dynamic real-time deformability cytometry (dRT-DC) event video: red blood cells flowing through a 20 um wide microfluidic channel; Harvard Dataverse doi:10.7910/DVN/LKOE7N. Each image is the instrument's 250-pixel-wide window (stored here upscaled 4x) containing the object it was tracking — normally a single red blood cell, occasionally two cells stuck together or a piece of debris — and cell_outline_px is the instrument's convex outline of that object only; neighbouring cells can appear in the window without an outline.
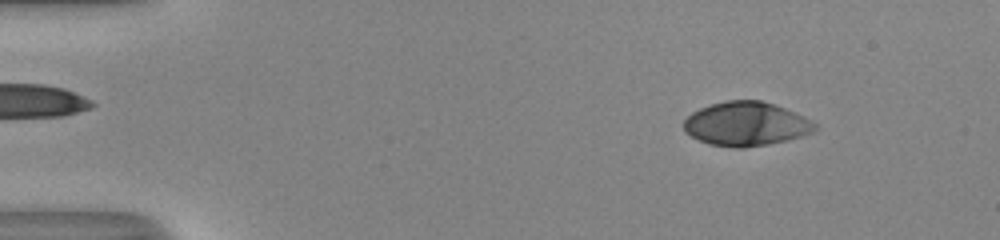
{"species": "human", "species_latin": "Homo sapiens", "temperature_condition": "room temperature", "stored_images_in_passage": 52, "camera_frame_rate_fps": 3000, "um_per_image_px": 0.085, "donor": {"sex": "male"}, "frame": {"image": 1, "passage_image": 7, "time_ms": 2.0, "image_size_px": [1000, 240], "cell_outline_px": [[816, 128], [812, 132], [800, 136], [784, 140], [764, 144], [740, 148], [712, 144], [700, 140], [684, 132], [684, 120], [692, 112], [700, 108], [724, 100], [760, 100], [784, 108], [804, 116]], "centroid_in_image_um": [63.36, 10.51], "position_along_channel_um": 21.6, "area_um2": 32.83}}
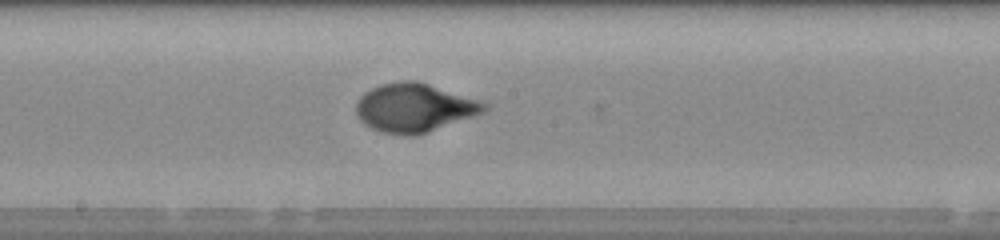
{"frame": {"image": 2, "passage_image": 29, "time_ms": 9.333, "image_size_px": [1000, 240], "cell_outline_px": [[488, 108], [484, 112], [428, 132], [416, 136], [408, 136], [384, 132], [372, 128], [364, 124], [360, 120], [356, 112], [356, 104], [360, 96], [364, 92], [380, 84], [400, 80], [416, 80], [488, 104]], "centroid_in_image_um": [35.17, 9.16], "position_along_channel_um": 213.0, "area_um2": 35.95}}
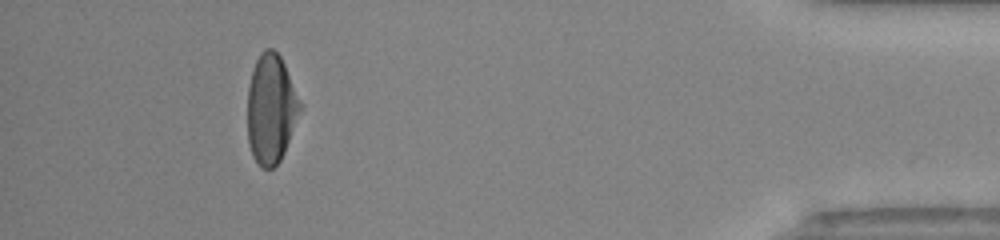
{"frame": {"image": 3, "passage_image": 48, "time_ms": 15.667, "image_size_px": [1000, 240], "cell_outline_px": [[300, 108], [284, 152], [280, 160], [272, 168], [264, 168], [252, 156], [248, 140], [248, 88], [252, 68], [260, 52], [264, 48], [272, 48], [280, 56], [284, 64], [300, 104]], "centroid_in_image_um": [22.99, 9.23], "position_along_channel_um": 412.2, "area_um2": 32.66}, "authors_computed_cell_mechanics": {"area_um2": 34.3621, "velocity_mm_per_s": 4.0654, "shape_relaxation_time_tau1_ms": 4.3478, "shape_relaxation_time_tau2_ms": null, "deformation_change_tau1": 0.2319, "deformation_change_tau2": null}}